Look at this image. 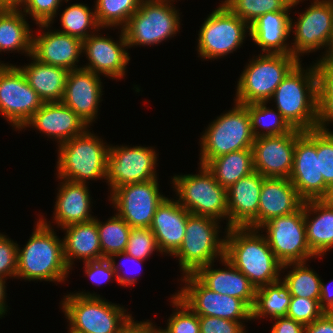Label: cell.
I'll return each mask as SVG.
<instances>
[{"label": "cell", "instance_id": "cell-16", "mask_svg": "<svg viewBox=\"0 0 333 333\" xmlns=\"http://www.w3.org/2000/svg\"><path fill=\"white\" fill-rule=\"evenodd\" d=\"M158 178L116 188L109 201L132 228H149L158 205L166 198L159 192Z\"/></svg>", "mask_w": 333, "mask_h": 333}, {"label": "cell", "instance_id": "cell-2", "mask_svg": "<svg viewBox=\"0 0 333 333\" xmlns=\"http://www.w3.org/2000/svg\"><path fill=\"white\" fill-rule=\"evenodd\" d=\"M40 217L24 247L18 245L16 278L64 282L70 269L64 259L63 241L57 236L50 221L43 218V215Z\"/></svg>", "mask_w": 333, "mask_h": 333}, {"label": "cell", "instance_id": "cell-4", "mask_svg": "<svg viewBox=\"0 0 333 333\" xmlns=\"http://www.w3.org/2000/svg\"><path fill=\"white\" fill-rule=\"evenodd\" d=\"M60 305L69 322L68 333H119L133 317L120 304L108 302L95 292H70Z\"/></svg>", "mask_w": 333, "mask_h": 333}, {"label": "cell", "instance_id": "cell-55", "mask_svg": "<svg viewBox=\"0 0 333 333\" xmlns=\"http://www.w3.org/2000/svg\"><path fill=\"white\" fill-rule=\"evenodd\" d=\"M331 284H333V280L328 284H324L321 279V295L319 305L325 312H333V290L331 289Z\"/></svg>", "mask_w": 333, "mask_h": 333}, {"label": "cell", "instance_id": "cell-33", "mask_svg": "<svg viewBox=\"0 0 333 333\" xmlns=\"http://www.w3.org/2000/svg\"><path fill=\"white\" fill-rule=\"evenodd\" d=\"M21 9L0 8V53L32 55L33 31Z\"/></svg>", "mask_w": 333, "mask_h": 333}, {"label": "cell", "instance_id": "cell-31", "mask_svg": "<svg viewBox=\"0 0 333 333\" xmlns=\"http://www.w3.org/2000/svg\"><path fill=\"white\" fill-rule=\"evenodd\" d=\"M304 222L308 246L321 258L333 248V206L324 199L304 201Z\"/></svg>", "mask_w": 333, "mask_h": 333}, {"label": "cell", "instance_id": "cell-14", "mask_svg": "<svg viewBox=\"0 0 333 333\" xmlns=\"http://www.w3.org/2000/svg\"><path fill=\"white\" fill-rule=\"evenodd\" d=\"M43 104L17 65L9 63L0 68V114L15 130H20Z\"/></svg>", "mask_w": 333, "mask_h": 333}, {"label": "cell", "instance_id": "cell-7", "mask_svg": "<svg viewBox=\"0 0 333 333\" xmlns=\"http://www.w3.org/2000/svg\"><path fill=\"white\" fill-rule=\"evenodd\" d=\"M299 62L292 54L254 55L237 81L234 102L244 105L269 102L277 86Z\"/></svg>", "mask_w": 333, "mask_h": 333}, {"label": "cell", "instance_id": "cell-50", "mask_svg": "<svg viewBox=\"0 0 333 333\" xmlns=\"http://www.w3.org/2000/svg\"><path fill=\"white\" fill-rule=\"evenodd\" d=\"M116 258H120V259L122 258V260H120V263H116V261H117ZM108 260L111 262V265H112V267H113V269L116 273L115 280L117 281V283L119 285H122L123 287L133 286L138 281L137 280L138 278L136 277L137 276L136 274H135V276L134 275L130 276L129 274H126L127 272L123 271L124 270L123 267L125 266V264L126 263L128 264V262L130 261L131 263H133V265L135 264L136 267H138L139 265H141L145 261V260H141V259H137L135 257H132L131 255L126 254L125 252L115 253V254L111 255L108 258ZM140 267H142V265ZM136 270H138V268ZM139 271L141 272L142 270L140 269Z\"/></svg>", "mask_w": 333, "mask_h": 333}, {"label": "cell", "instance_id": "cell-58", "mask_svg": "<svg viewBox=\"0 0 333 333\" xmlns=\"http://www.w3.org/2000/svg\"><path fill=\"white\" fill-rule=\"evenodd\" d=\"M27 0H0V8L20 9Z\"/></svg>", "mask_w": 333, "mask_h": 333}, {"label": "cell", "instance_id": "cell-15", "mask_svg": "<svg viewBox=\"0 0 333 333\" xmlns=\"http://www.w3.org/2000/svg\"><path fill=\"white\" fill-rule=\"evenodd\" d=\"M185 283L175 294L199 316L233 321L252 320V309L241 299L213 292L193 274L181 277Z\"/></svg>", "mask_w": 333, "mask_h": 333}, {"label": "cell", "instance_id": "cell-53", "mask_svg": "<svg viewBox=\"0 0 333 333\" xmlns=\"http://www.w3.org/2000/svg\"><path fill=\"white\" fill-rule=\"evenodd\" d=\"M271 333H303L304 325L287 316L275 318Z\"/></svg>", "mask_w": 333, "mask_h": 333}, {"label": "cell", "instance_id": "cell-17", "mask_svg": "<svg viewBox=\"0 0 333 333\" xmlns=\"http://www.w3.org/2000/svg\"><path fill=\"white\" fill-rule=\"evenodd\" d=\"M290 32L295 36L292 55L298 59L305 53L323 50L333 37V5L327 0H313L295 22L291 18Z\"/></svg>", "mask_w": 333, "mask_h": 333}, {"label": "cell", "instance_id": "cell-12", "mask_svg": "<svg viewBox=\"0 0 333 333\" xmlns=\"http://www.w3.org/2000/svg\"><path fill=\"white\" fill-rule=\"evenodd\" d=\"M259 230L268 241L277 259L287 263L307 262L318 258L308 246L303 206L292 214L274 217L265 222Z\"/></svg>", "mask_w": 333, "mask_h": 333}, {"label": "cell", "instance_id": "cell-40", "mask_svg": "<svg viewBox=\"0 0 333 333\" xmlns=\"http://www.w3.org/2000/svg\"><path fill=\"white\" fill-rule=\"evenodd\" d=\"M98 235L102 256L108 259L115 253L124 252L132 227L117 213L106 220L97 218Z\"/></svg>", "mask_w": 333, "mask_h": 333}, {"label": "cell", "instance_id": "cell-39", "mask_svg": "<svg viewBox=\"0 0 333 333\" xmlns=\"http://www.w3.org/2000/svg\"><path fill=\"white\" fill-rule=\"evenodd\" d=\"M303 0H222L233 14L252 24L263 14L276 11H290Z\"/></svg>", "mask_w": 333, "mask_h": 333}, {"label": "cell", "instance_id": "cell-36", "mask_svg": "<svg viewBox=\"0 0 333 333\" xmlns=\"http://www.w3.org/2000/svg\"><path fill=\"white\" fill-rule=\"evenodd\" d=\"M308 262L287 263L282 266L292 269L286 273L281 280L288 287L291 296L304 297L320 301L321 277L316 271L309 268ZM292 267V268H291Z\"/></svg>", "mask_w": 333, "mask_h": 333}, {"label": "cell", "instance_id": "cell-13", "mask_svg": "<svg viewBox=\"0 0 333 333\" xmlns=\"http://www.w3.org/2000/svg\"><path fill=\"white\" fill-rule=\"evenodd\" d=\"M158 153L153 147L109 145L106 184L110 194L118 187L157 179Z\"/></svg>", "mask_w": 333, "mask_h": 333}, {"label": "cell", "instance_id": "cell-44", "mask_svg": "<svg viewBox=\"0 0 333 333\" xmlns=\"http://www.w3.org/2000/svg\"><path fill=\"white\" fill-rule=\"evenodd\" d=\"M316 153L319 157V174L324 182L333 185V131L316 128Z\"/></svg>", "mask_w": 333, "mask_h": 333}, {"label": "cell", "instance_id": "cell-60", "mask_svg": "<svg viewBox=\"0 0 333 333\" xmlns=\"http://www.w3.org/2000/svg\"><path fill=\"white\" fill-rule=\"evenodd\" d=\"M7 65H9V64L8 63H4V62L2 63L1 60H0V68L5 67Z\"/></svg>", "mask_w": 333, "mask_h": 333}, {"label": "cell", "instance_id": "cell-5", "mask_svg": "<svg viewBox=\"0 0 333 333\" xmlns=\"http://www.w3.org/2000/svg\"><path fill=\"white\" fill-rule=\"evenodd\" d=\"M108 151L109 144L87 129L58 146L57 177L85 184L106 179Z\"/></svg>", "mask_w": 333, "mask_h": 333}, {"label": "cell", "instance_id": "cell-47", "mask_svg": "<svg viewBox=\"0 0 333 333\" xmlns=\"http://www.w3.org/2000/svg\"><path fill=\"white\" fill-rule=\"evenodd\" d=\"M63 1L67 3L69 0H27L20 9L26 16L28 15L27 17L30 16L35 24L53 25Z\"/></svg>", "mask_w": 333, "mask_h": 333}, {"label": "cell", "instance_id": "cell-48", "mask_svg": "<svg viewBox=\"0 0 333 333\" xmlns=\"http://www.w3.org/2000/svg\"><path fill=\"white\" fill-rule=\"evenodd\" d=\"M18 244L0 233V277L16 278ZM9 276V277H8Z\"/></svg>", "mask_w": 333, "mask_h": 333}, {"label": "cell", "instance_id": "cell-56", "mask_svg": "<svg viewBox=\"0 0 333 333\" xmlns=\"http://www.w3.org/2000/svg\"><path fill=\"white\" fill-rule=\"evenodd\" d=\"M324 50V54L321 58L316 60V63L314 62L315 69L333 70V37L330 39Z\"/></svg>", "mask_w": 333, "mask_h": 333}, {"label": "cell", "instance_id": "cell-43", "mask_svg": "<svg viewBox=\"0 0 333 333\" xmlns=\"http://www.w3.org/2000/svg\"><path fill=\"white\" fill-rule=\"evenodd\" d=\"M171 296L172 308L176 309L168 317L166 328H160L161 333H200L199 315L176 294Z\"/></svg>", "mask_w": 333, "mask_h": 333}, {"label": "cell", "instance_id": "cell-45", "mask_svg": "<svg viewBox=\"0 0 333 333\" xmlns=\"http://www.w3.org/2000/svg\"><path fill=\"white\" fill-rule=\"evenodd\" d=\"M153 251L160 252L150 228H132L125 253L141 260H148Z\"/></svg>", "mask_w": 333, "mask_h": 333}, {"label": "cell", "instance_id": "cell-34", "mask_svg": "<svg viewBox=\"0 0 333 333\" xmlns=\"http://www.w3.org/2000/svg\"><path fill=\"white\" fill-rule=\"evenodd\" d=\"M206 167L212 172L216 181L228 189L241 178L254 172L252 148L216 157Z\"/></svg>", "mask_w": 333, "mask_h": 333}, {"label": "cell", "instance_id": "cell-41", "mask_svg": "<svg viewBox=\"0 0 333 333\" xmlns=\"http://www.w3.org/2000/svg\"><path fill=\"white\" fill-rule=\"evenodd\" d=\"M141 0H96V19L101 28L123 29L138 10Z\"/></svg>", "mask_w": 333, "mask_h": 333}, {"label": "cell", "instance_id": "cell-23", "mask_svg": "<svg viewBox=\"0 0 333 333\" xmlns=\"http://www.w3.org/2000/svg\"><path fill=\"white\" fill-rule=\"evenodd\" d=\"M26 127L35 128L48 138H54L58 146L90 128L62 102H44L19 131L26 130Z\"/></svg>", "mask_w": 333, "mask_h": 333}, {"label": "cell", "instance_id": "cell-51", "mask_svg": "<svg viewBox=\"0 0 333 333\" xmlns=\"http://www.w3.org/2000/svg\"><path fill=\"white\" fill-rule=\"evenodd\" d=\"M85 275L89 277L94 285H102L104 282H111L116 278V273L108 259L91 261L84 263Z\"/></svg>", "mask_w": 333, "mask_h": 333}, {"label": "cell", "instance_id": "cell-61", "mask_svg": "<svg viewBox=\"0 0 333 333\" xmlns=\"http://www.w3.org/2000/svg\"><path fill=\"white\" fill-rule=\"evenodd\" d=\"M327 1L333 5V0H327Z\"/></svg>", "mask_w": 333, "mask_h": 333}, {"label": "cell", "instance_id": "cell-18", "mask_svg": "<svg viewBox=\"0 0 333 333\" xmlns=\"http://www.w3.org/2000/svg\"><path fill=\"white\" fill-rule=\"evenodd\" d=\"M289 180L304 201L320 200L327 196L330 187L319 174L316 129L302 131L297 136Z\"/></svg>", "mask_w": 333, "mask_h": 333}, {"label": "cell", "instance_id": "cell-57", "mask_svg": "<svg viewBox=\"0 0 333 333\" xmlns=\"http://www.w3.org/2000/svg\"><path fill=\"white\" fill-rule=\"evenodd\" d=\"M6 280L2 277H0V318L4 317L6 312H8V305L6 303Z\"/></svg>", "mask_w": 333, "mask_h": 333}, {"label": "cell", "instance_id": "cell-26", "mask_svg": "<svg viewBox=\"0 0 333 333\" xmlns=\"http://www.w3.org/2000/svg\"><path fill=\"white\" fill-rule=\"evenodd\" d=\"M223 269H214V262L199 268L193 275L208 289L222 295L243 300L251 309L255 302L256 287L226 257L221 258Z\"/></svg>", "mask_w": 333, "mask_h": 333}, {"label": "cell", "instance_id": "cell-21", "mask_svg": "<svg viewBox=\"0 0 333 333\" xmlns=\"http://www.w3.org/2000/svg\"><path fill=\"white\" fill-rule=\"evenodd\" d=\"M37 26H39L40 31H44L37 36L33 35L32 56L35 59L41 63L62 67L69 71L82 68L77 65L82 55V40L56 29L51 30L50 23L37 24Z\"/></svg>", "mask_w": 333, "mask_h": 333}, {"label": "cell", "instance_id": "cell-42", "mask_svg": "<svg viewBox=\"0 0 333 333\" xmlns=\"http://www.w3.org/2000/svg\"><path fill=\"white\" fill-rule=\"evenodd\" d=\"M316 73V126L318 129H327L333 123V70L316 69Z\"/></svg>", "mask_w": 333, "mask_h": 333}, {"label": "cell", "instance_id": "cell-38", "mask_svg": "<svg viewBox=\"0 0 333 333\" xmlns=\"http://www.w3.org/2000/svg\"><path fill=\"white\" fill-rule=\"evenodd\" d=\"M268 102L246 104L251 118L254 137L279 136L289 133L293 128L276 109L267 107Z\"/></svg>", "mask_w": 333, "mask_h": 333}, {"label": "cell", "instance_id": "cell-25", "mask_svg": "<svg viewBox=\"0 0 333 333\" xmlns=\"http://www.w3.org/2000/svg\"><path fill=\"white\" fill-rule=\"evenodd\" d=\"M188 212L177 200L166 197L156 208L150 230L162 255L172 256L181 246ZM164 253V254H163Z\"/></svg>", "mask_w": 333, "mask_h": 333}, {"label": "cell", "instance_id": "cell-6", "mask_svg": "<svg viewBox=\"0 0 333 333\" xmlns=\"http://www.w3.org/2000/svg\"><path fill=\"white\" fill-rule=\"evenodd\" d=\"M234 103L233 108L217 116L203 131L199 139V164L206 166L221 155L252 148L255 137L249 112L244 104Z\"/></svg>", "mask_w": 333, "mask_h": 333}, {"label": "cell", "instance_id": "cell-22", "mask_svg": "<svg viewBox=\"0 0 333 333\" xmlns=\"http://www.w3.org/2000/svg\"><path fill=\"white\" fill-rule=\"evenodd\" d=\"M101 76L84 68L69 71L62 103L89 126L97 119L103 95Z\"/></svg>", "mask_w": 333, "mask_h": 333}, {"label": "cell", "instance_id": "cell-10", "mask_svg": "<svg viewBox=\"0 0 333 333\" xmlns=\"http://www.w3.org/2000/svg\"><path fill=\"white\" fill-rule=\"evenodd\" d=\"M174 0H141L138 10L123 28L128 48L155 46L180 30V13ZM173 4V5H172Z\"/></svg>", "mask_w": 333, "mask_h": 333}, {"label": "cell", "instance_id": "cell-52", "mask_svg": "<svg viewBox=\"0 0 333 333\" xmlns=\"http://www.w3.org/2000/svg\"><path fill=\"white\" fill-rule=\"evenodd\" d=\"M303 333H333V312H324L314 322L306 325Z\"/></svg>", "mask_w": 333, "mask_h": 333}, {"label": "cell", "instance_id": "cell-9", "mask_svg": "<svg viewBox=\"0 0 333 333\" xmlns=\"http://www.w3.org/2000/svg\"><path fill=\"white\" fill-rule=\"evenodd\" d=\"M219 224L220 221L214 218L188 216L183 242L172 255L178 258L182 276L194 274L199 268L224 257L225 237H220L223 227Z\"/></svg>", "mask_w": 333, "mask_h": 333}, {"label": "cell", "instance_id": "cell-54", "mask_svg": "<svg viewBox=\"0 0 333 333\" xmlns=\"http://www.w3.org/2000/svg\"><path fill=\"white\" fill-rule=\"evenodd\" d=\"M132 317L126 325L119 331V333H160L159 328L154 325L152 321H134Z\"/></svg>", "mask_w": 333, "mask_h": 333}, {"label": "cell", "instance_id": "cell-29", "mask_svg": "<svg viewBox=\"0 0 333 333\" xmlns=\"http://www.w3.org/2000/svg\"><path fill=\"white\" fill-rule=\"evenodd\" d=\"M290 11H276L263 14L249 25L250 38L262 53L292 54L290 42Z\"/></svg>", "mask_w": 333, "mask_h": 333}, {"label": "cell", "instance_id": "cell-8", "mask_svg": "<svg viewBox=\"0 0 333 333\" xmlns=\"http://www.w3.org/2000/svg\"><path fill=\"white\" fill-rule=\"evenodd\" d=\"M198 169L197 174H177L171 178L177 202L191 214L220 222L226 220L228 228L227 189L216 181L205 165L199 164Z\"/></svg>", "mask_w": 333, "mask_h": 333}, {"label": "cell", "instance_id": "cell-24", "mask_svg": "<svg viewBox=\"0 0 333 333\" xmlns=\"http://www.w3.org/2000/svg\"><path fill=\"white\" fill-rule=\"evenodd\" d=\"M264 178L254 171L227 189L228 228L258 229V208Z\"/></svg>", "mask_w": 333, "mask_h": 333}, {"label": "cell", "instance_id": "cell-46", "mask_svg": "<svg viewBox=\"0 0 333 333\" xmlns=\"http://www.w3.org/2000/svg\"><path fill=\"white\" fill-rule=\"evenodd\" d=\"M324 312L317 300L292 296L287 317L306 326L318 319Z\"/></svg>", "mask_w": 333, "mask_h": 333}, {"label": "cell", "instance_id": "cell-19", "mask_svg": "<svg viewBox=\"0 0 333 333\" xmlns=\"http://www.w3.org/2000/svg\"><path fill=\"white\" fill-rule=\"evenodd\" d=\"M119 40L94 33L83 40L82 54H86L88 63L81 67L98 75L111 79H124L130 56L123 29H120ZM97 34V35H96Z\"/></svg>", "mask_w": 333, "mask_h": 333}, {"label": "cell", "instance_id": "cell-11", "mask_svg": "<svg viewBox=\"0 0 333 333\" xmlns=\"http://www.w3.org/2000/svg\"><path fill=\"white\" fill-rule=\"evenodd\" d=\"M249 25L221 4L204 20L198 33L197 53L203 59H221L241 48Z\"/></svg>", "mask_w": 333, "mask_h": 333}, {"label": "cell", "instance_id": "cell-20", "mask_svg": "<svg viewBox=\"0 0 333 333\" xmlns=\"http://www.w3.org/2000/svg\"><path fill=\"white\" fill-rule=\"evenodd\" d=\"M302 131L292 129L279 136H262L252 145L254 171L264 177L289 179L296 138Z\"/></svg>", "mask_w": 333, "mask_h": 333}, {"label": "cell", "instance_id": "cell-27", "mask_svg": "<svg viewBox=\"0 0 333 333\" xmlns=\"http://www.w3.org/2000/svg\"><path fill=\"white\" fill-rule=\"evenodd\" d=\"M60 179V187L54 205L53 220L61 229L75 223H84L94 220L90 213L91 200L88 184Z\"/></svg>", "mask_w": 333, "mask_h": 333}, {"label": "cell", "instance_id": "cell-59", "mask_svg": "<svg viewBox=\"0 0 333 333\" xmlns=\"http://www.w3.org/2000/svg\"><path fill=\"white\" fill-rule=\"evenodd\" d=\"M324 200L331 206H333V185L329 188L327 196Z\"/></svg>", "mask_w": 333, "mask_h": 333}, {"label": "cell", "instance_id": "cell-32", "mask_svg": "<svg viewBox=\"0 0 333 333\" xmlns=\"http://www.w3.org/2000/svg\"><path fill=\"white\" fill-rule=\"evenodd\" d=\"M28 65L17 66L24 74L28 84L37 92L43 102H61L69 70L44 64L29 56Z\"/></svg>", "mask_w": 333, "mask_h": 333}, {"label": "cell", "instance_id": "cell-3", "mask_svg": "<svg viewBox=\"0 0 333 333\" xmlns=\"http://www.w3.org/2000/svg\"><path fill=\"white\" fill-rule=\"evenodd\" d=\"M300 61L277 86L269 101L288 124L301 131L316 129L317 73L313 65L305 70Z\"/></svg>", "mask_w": 333, "mask_h": 333}, {"label": "cell", "instance_id": "cell-30", "mask_svg": "<svg viewBox=\"0 0 333 333\" xmlns=\"http://www.w3.org/2000/svg\"><path fill=\"white\" fill-rule=\"evenodd\" d=\"M65 231L63 241L64 259L73 269L75 259L83 263L105 259L98 235L97 217L84 223H75L62 228Z\"/></svg>", "mask_w": 333, "mask_h": 333}, {"label": "cell", "instance_id": "cell-28", "mask_svg": "<svg viewBox=\"0 0 333 333\" xmlns=\"http://www.w3.org/2000/svg\"><path fill=\"white\" fill-rule=\"evenodd\" d=\"M303 203L289 179L265 177L259 200L258 229L274 217L296 212Z\"/></svg>", "mask_w": 333, "mask_h": 333}, {"label": "cell", "instance_id": "cell-37", "mask_svg": "<svg viewBox=\"0 0 333 333\" xmlns=\"http://www.w3.org/2000/svg\"><path fill=\"white\" fill-rule=\"evenodd\" d=\"M60 23L63 29L58 31L82 41L102 29L97 22L95 10L83 3L67 6L60 14Z\"/></svg>", "mask_w": 333, "mask_h": 333}, {"label": "cell", "instance_id": "cell-1", "mask_svg": "<svg viewBox=\"0 0 333 333\" xmlns=\"http://www.w3.org/2000/svg\"><path fill=\"white\" fill-rule=\"evenodd\" d=\"M224 257L259 288L281 279L283 264L274 255L264 234L249 227L224 228Z\"/></svg>", "mask_w": 333, "mask_h": 333}, {"label": "cell", "instance_id": "cell-35", "mask_svg": "<svg viewBox=\"0 0 333 333\" xmlns=\"http://www.w3.org/2000/svg\"><path fill=\"white\" fill-rule=\"evenodd\" d=\"M291 297L288 287L281 279L272 284L256 288L252 320L287 316Z\"/></svg>", "mask_w": 333, "mask_h": 333}, {"label": "cell", "instance_id": "cell-49", "mask_svg": "<svg viewBox=\"0 0 333 333\" xmlns=\"http://www.w3.org/2000/svg\"><path fill=\"white\" fill-rule=\"evenodd\" d=\"M244 322L219 317L199 316L200 333H246Z\"/></svg>", "mask_w": 333, "mask_h": 333}]
</instances>
